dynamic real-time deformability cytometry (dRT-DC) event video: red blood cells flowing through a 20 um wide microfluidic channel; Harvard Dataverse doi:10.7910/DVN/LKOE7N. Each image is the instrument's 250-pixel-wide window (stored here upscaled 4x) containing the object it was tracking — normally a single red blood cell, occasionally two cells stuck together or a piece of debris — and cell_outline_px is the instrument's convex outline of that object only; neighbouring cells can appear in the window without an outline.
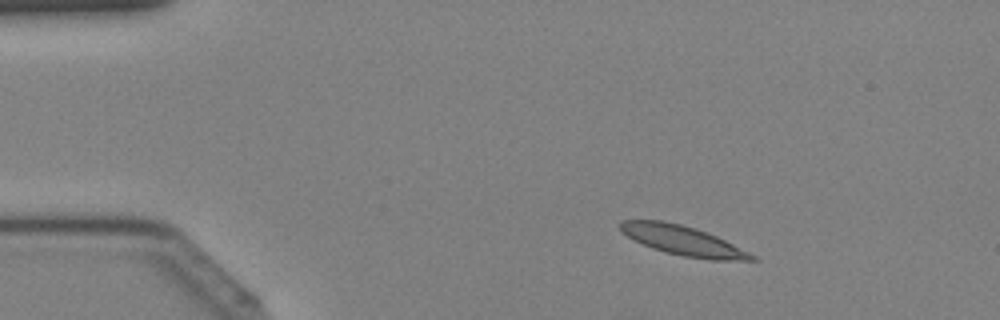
{"species": "Egyptian fruit bat (a non-hibernating species)", "species_latin": "Rousettus aegyptiacus", "temperature_condition": "cold", "stored_images_in_passage": 41, "camera_frame_rate_fps": 3000, "um_per_image_px": 0.085, "animal": {"sex": "female"}, "frame": {"image": 1, "passage_image": 5, "time_ms": 1.333, "image_size_px": [1000, 320], "cell_outline_px": [[760, 260], [708, 260], [684, 256], [664, 252], [652, 248], [632, 240], [620, 232], [620, 224], [624, 220], [664, 220], [696, 228], [716, 236], [756, 256]], "centroid_in_image_um": [58.0, 20.45], "position_along_channel_um": 27.0, "area_um2": 22.66}}
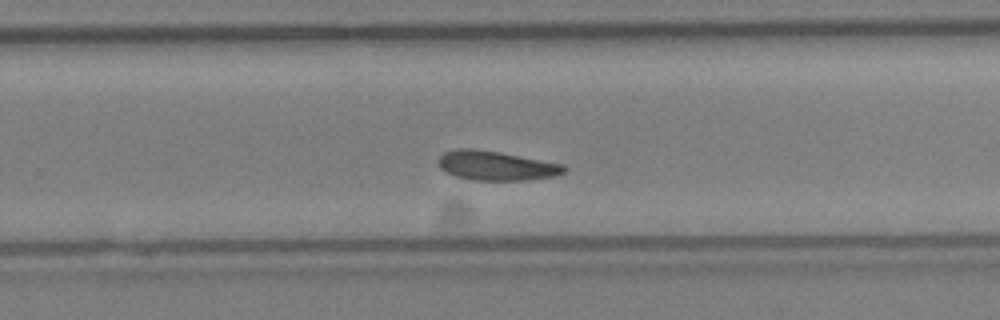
{"frame": {"image": 2, "passage_image": 26, "time_ms": 8.333, "image_size_px": [1000, 320], "cell_outline_px": [[568, 168], [564, 172], [552, 176], [528, 180], [472, 180], [456, 176], [440, 168], [440, 156], [444, 152], [456, 148], [472, 148], [500, 152], [564, 164]], "centroid_in_image_um": [42.19, 14.07], "position_along_channel_um": 287.6, "area_um2": 21.39}}
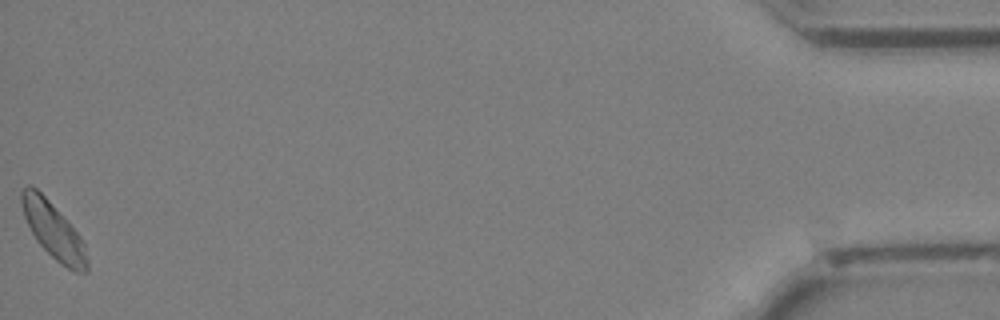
{"frame": {"image": 3, "passage_image": 41, "time_ms": 13.333, "image_size_px": [1000, 320], "cell_outline_px": [[88, 272], [76, 272], [60, 264], [36, 240], [24, 216], [20, 200], [20, 192], [28, 184], [32, 184], [48, 200], [80, 236], [84, 244], [88, 260]], "centroid_in_image_um": [4.53, 19.6], "position_along_channel_um": 430.7, "area_um2": 21.04}}